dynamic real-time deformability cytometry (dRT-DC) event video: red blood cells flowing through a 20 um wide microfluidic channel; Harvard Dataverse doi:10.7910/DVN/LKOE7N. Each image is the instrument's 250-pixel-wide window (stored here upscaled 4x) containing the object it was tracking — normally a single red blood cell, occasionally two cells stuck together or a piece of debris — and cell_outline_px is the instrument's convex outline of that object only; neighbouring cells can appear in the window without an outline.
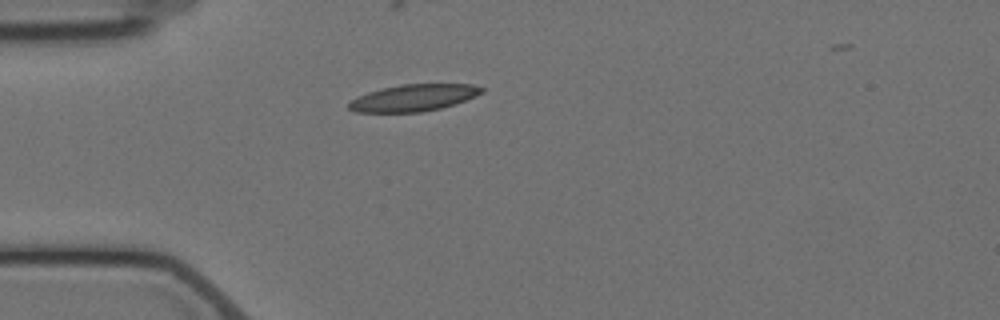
{"species": "Egyptian fruit bat (a non-hibernating species)", "species_latin": "Rousettus aegyptiacus", "temperature_condition": "cold", "stored_images_in_passage": 4, "camera_frame_rate_fps": 3000, "um_per_image_px": 0.085, "animal": {"sex": "female"}, "frame": {"image": 1, "passage_image": 1, "time_ms": 0.0, "image_size_px": [1000, 320], "cell_outline_px": [[484, 92], [464, 100], [440, 108], [420, 112], [356, 112], [348, 108], [348, 104], [352, 100], [368, 92], [400, 84], [472, 84], [484, 88]], "centroid_in_image_um": [35.15, 8.31], "position_along_channel_um": 49.8, "area_um2": 20.4}}